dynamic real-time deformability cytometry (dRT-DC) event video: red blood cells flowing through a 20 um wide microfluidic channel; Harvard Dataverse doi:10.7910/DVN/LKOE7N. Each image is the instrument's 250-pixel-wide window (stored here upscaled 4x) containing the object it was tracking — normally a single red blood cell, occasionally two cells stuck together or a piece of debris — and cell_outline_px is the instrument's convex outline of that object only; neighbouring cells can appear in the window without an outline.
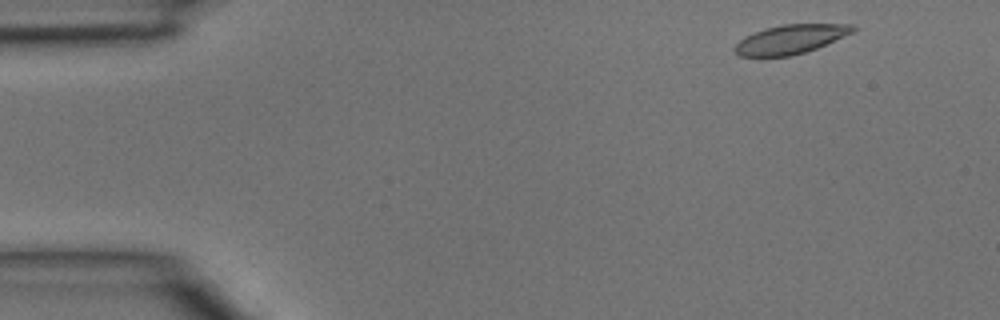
{"species": "common noctule bat (a hibernating species)", "species_latin": "Nyctalus noctula", "temperature_condition": "room temperature", "stored_images_in_passage": 4, "segment_of_instrument_passage": [1, 2], "camera_frame_rate_fps": 3000, "um_per_image_px": 0.085, "animal": {"sex": "male", "body_mass_g": 15.6}, "frame": {"image": 1, "passage_image": 1, "time_ms": 0.0, "image_size_px": [1000, 320], "cell_outline_px": [[856, 28], [852, 32], [816, 48], [792, 56], [740, 56], [732, 48], [740, 40], [764, 28], [784, 24], [856, 24]], "centroid_in_image_um": [67.19, 3.33], "position_along_channel_um": 17.8, "area_um2": 19.65}}
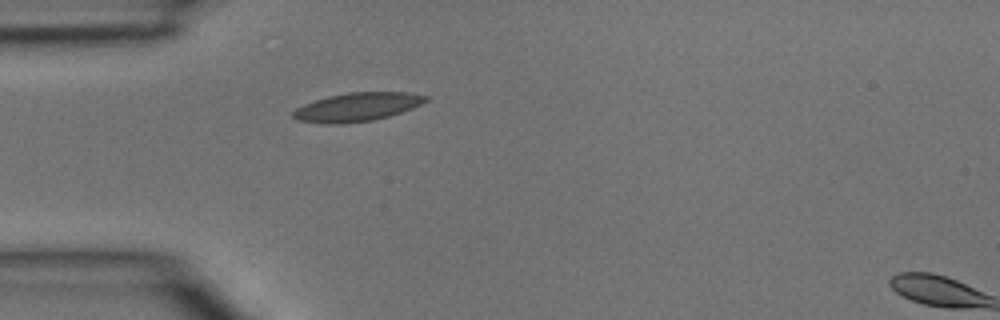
{"frame": {"image": 2, "passage_image": 3, "time_ms": 0.667, "image_size_px": [1000, 320], "cell_outline_px": [[428, 100], [412, 108], [388, 116], [372, 120], [344, 124], [324, 124], [296, 120], [292, 116], [292, 112], [296, 108], [304, 104], [328, 96], [348, 92], [408, 92], [428, 96]], "centroid_in_image_um": [30.32, 9.1], "position_along_channel_um": 54.7, "area_um2": 22.08}}